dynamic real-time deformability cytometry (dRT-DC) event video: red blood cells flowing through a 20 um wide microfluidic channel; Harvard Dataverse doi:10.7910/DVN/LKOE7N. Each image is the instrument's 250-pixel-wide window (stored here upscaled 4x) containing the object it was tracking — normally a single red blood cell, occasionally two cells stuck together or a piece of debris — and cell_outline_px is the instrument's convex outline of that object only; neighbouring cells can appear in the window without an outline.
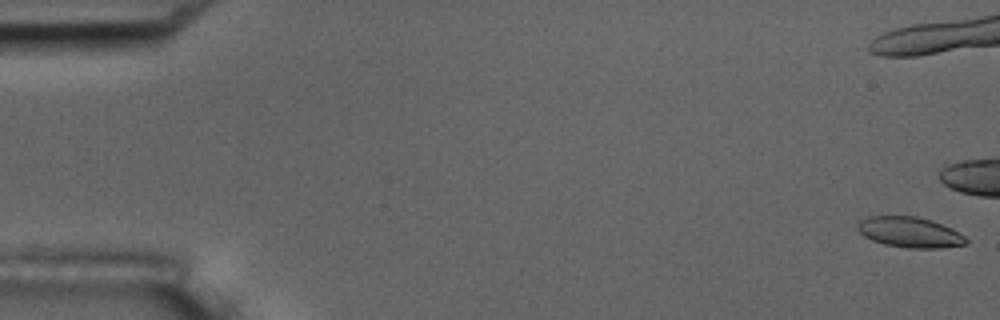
{"species": "common noctule bat (a hibernating species)", "species_latin": "Nyctalus noctula", "temperature_condition": "room temperature", "stored_images_in_passage": 6, "camera_frame_rate_fps": 3000, "um_per_image_px": 0.085, "animal": {"sex": "male", "body_mass_g": 17.5, "forearm_length_mm": 52.3}, "frame": {"image": 1, "passage_image": 1, "time_ms": 0.0, "image_size_px": [1000, 320], "cell_outline_px": [[968, 240], [964, 244], [940, 248], [908, 248], [884, 244], [872, 240], [864, 236], [856, 228], [856, 224], [860, 220], [868, 216], [916, 216], [932, 220], [952, 228], [964, 236]], "centroid_in_image_um": [77.3, 19.73], "position_along_channel_um": 7.7, "area_um2": 19.31}}